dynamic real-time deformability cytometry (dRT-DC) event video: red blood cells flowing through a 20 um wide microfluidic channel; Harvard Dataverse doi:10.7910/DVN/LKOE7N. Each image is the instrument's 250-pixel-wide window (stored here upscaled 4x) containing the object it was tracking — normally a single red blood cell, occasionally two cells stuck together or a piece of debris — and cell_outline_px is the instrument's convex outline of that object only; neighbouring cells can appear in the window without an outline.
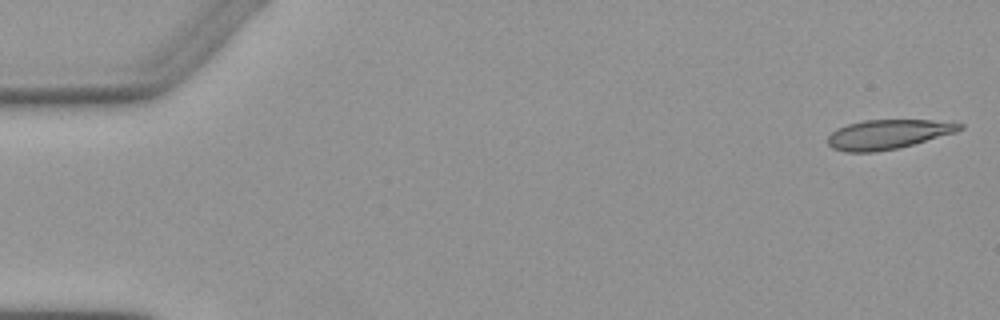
{"species": "Egyptian fruit bat (a non-hibernating species)", "species_latin": "Rousettus aegyptiacus", "temperature_condition": "warm", "stored_images_in_passage": 4, "camera_frame_rate_fps": 3000, "um_per_image_px": 0.085, "animal": {"sex": "female"}, "frame": {"image": 1, "passage_image": 1, "time_ms": 0.0, "image_size_px": [1000, 320], "cell_outline_px": [[964, 128], [956, 132], [900, 148], [876, 152], [844, 152], [832, 148], [828, 144], [828, 136], [836, 128], [848, 124], [864, 120], [956, 120], [964, 124]], "centroid_in_image_um": [75.54, 11.41], "position_along_channel_um": 9.5, "area_um2": 23.06}}
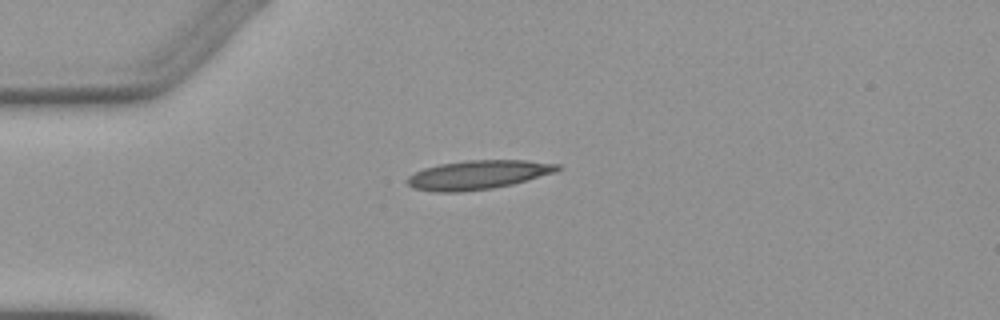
{"frame": {"image": 2, "passage_image": 4, "time_ms": 4.0, "image_size_px": [1000, 320], "cell_outline_px": [[560, 168], [556, 172], [512, 184], [492, 188], [460, 192], [436, 192], [412, 188], [404, 180], [408, 176], [424, 168], [440, 164], [468, 160], [524, 160], [560, 164]], "centroid_in_image_um": [40.6, 14.86], "position_along_channel_um": 44.4, "area_um2": 25.32}}